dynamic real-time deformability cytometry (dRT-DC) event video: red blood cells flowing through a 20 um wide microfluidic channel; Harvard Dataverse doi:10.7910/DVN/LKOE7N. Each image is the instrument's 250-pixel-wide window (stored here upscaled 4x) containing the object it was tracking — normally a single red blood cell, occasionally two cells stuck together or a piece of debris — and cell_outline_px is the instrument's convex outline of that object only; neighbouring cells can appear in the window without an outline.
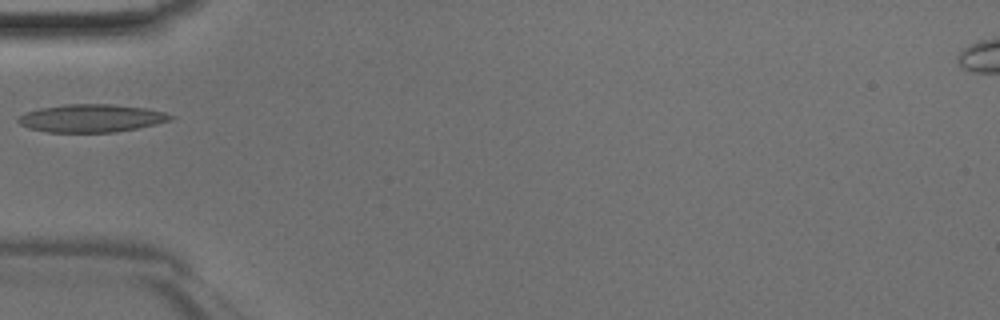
{"species": "Egyptian fruit bat (a non-hibernating species)", "species_latin": "Rousettus aegyptiacus", "temperature_condition": "room temperature", "stored_images_in_passage": 32, "camera_frame_rate_fps": 3000, "um_per_image_px": 0.085, "animal": {"sex": "male"}, "frame": {"image": 1, "passage_image": 1, "time_ms": 0.0, "image_size_px": [1000, 320], "cell_outline_px": [[176, 116], [168, 120], [156, 124], [116, 132], [48, 132], [28, 128], [20, 124], [16, 120], [24, 112], [40, 108], [64, 104], [112, 104], [144, 108], [164, 112]], "centroid_in_image_um": [7.73, 10.04], "position_along_channel_um": 77.3, "area_um2": 24.68}}
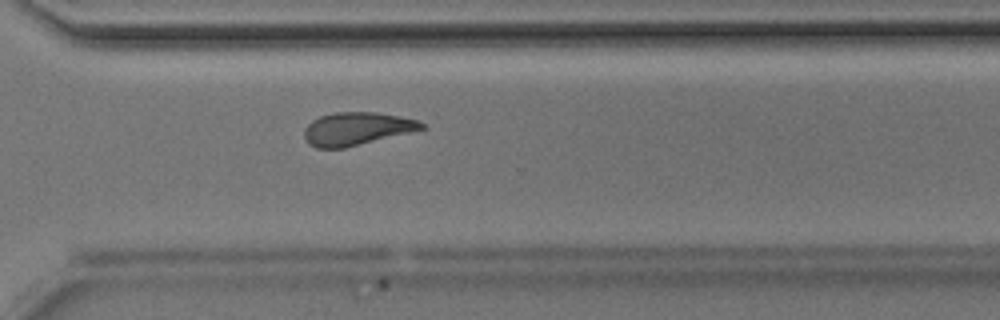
{"frame": {"image": 2, "passage_image": 19, "time_ms": 6.0, "image_size_px": [1000, 320], "cell_outline_px": [[428, 128], [344, 148], [316, 148], [308, 144], [304, 140], [304, 128], [312, 120], [320, 116], [336, 112], [376, 112], [400, 116], [416, 120], [424, 124]], "centroid_in_image_um": [30.3, 10.94], "position_along_channel_um": 340.3, "area_um2": 22.6}}
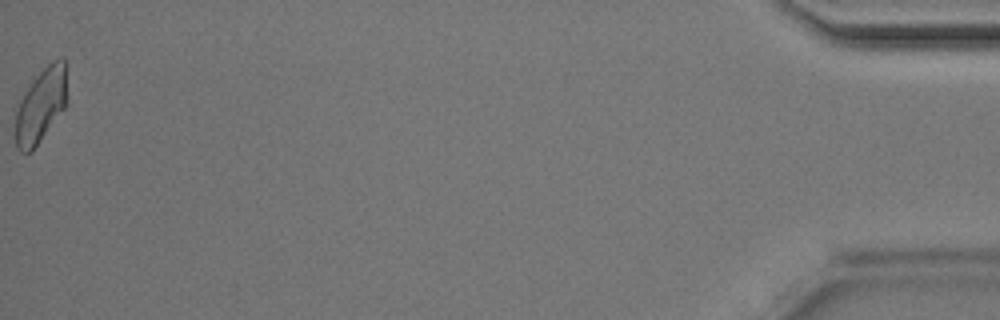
{"frame": {"image": 3, "passage_image": 32, "time_ms": 10.333, "image_size_px": [1000, 320], "cell_outline_px": [[68, 104], [32, 152], [20, 152], [16, 148], [16, 112], [20, 100], [36, 76], [52, 60], [60, 56], [64, 60], [68, 96]], "centroid_in_image_um": [3.52, 8.97], "position_along_channel_um": 431.7, "area_um2": 22.43}}